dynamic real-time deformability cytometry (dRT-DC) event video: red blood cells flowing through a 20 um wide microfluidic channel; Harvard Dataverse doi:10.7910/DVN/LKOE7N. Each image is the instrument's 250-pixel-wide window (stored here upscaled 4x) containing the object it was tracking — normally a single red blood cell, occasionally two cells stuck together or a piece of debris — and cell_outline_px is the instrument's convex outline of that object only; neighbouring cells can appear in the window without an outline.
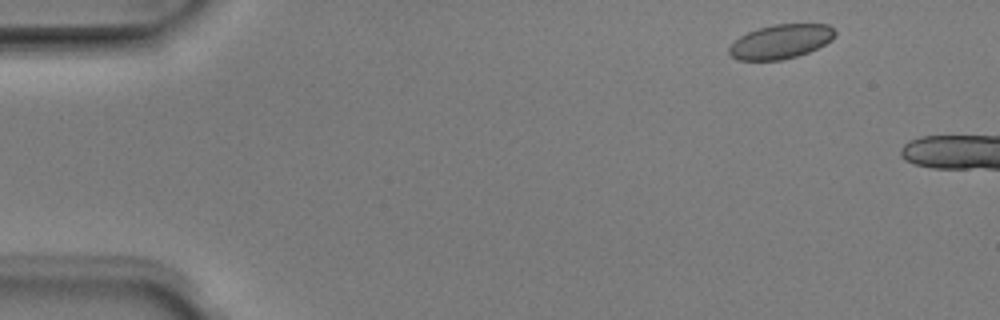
{"species": "Egyptian fruit bat (a non-hibernating species)", "species_latin": "Rousettus aegyptiacus", "temperature_condition": "room temperature", "stored_images_in_passage": 2, "camera_frame_rate_fps": 3000, "um_per_image_px": 0.085, "animal": {"sex": "male"}, "frame": {"image": 1, "passage_image": 1, "time_ms": 0.0, "image_size_px": [1000, 320], "cell_outline_px": [[836, 36], [832, 40], [808, 52], [796, 56], [780, 60], [740, 60], [732, 56], [728, 52], [728, 48], [740, 36], [756, 28], [772, 24], [828, 24], [836, 32]], "centroid_in_image_um": [66.36, 3.52], "position_along_channel_um": 18.6, "area_um2": 21.04}}